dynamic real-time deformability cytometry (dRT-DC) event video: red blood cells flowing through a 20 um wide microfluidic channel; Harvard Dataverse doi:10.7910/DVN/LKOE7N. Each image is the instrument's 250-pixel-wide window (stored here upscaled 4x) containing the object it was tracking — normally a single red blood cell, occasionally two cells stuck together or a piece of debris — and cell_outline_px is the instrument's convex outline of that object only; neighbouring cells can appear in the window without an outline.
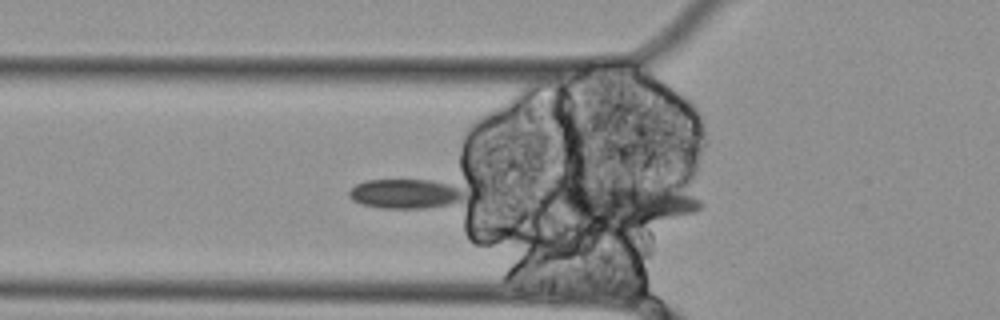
{"species": "Egyptian fruit bat (a non-hibernating species)", "species_latin": "Rousettus aegyptiacus", "temperature_condition": "cold", "stored_images_in_passage": 8, "camera_frame_rate_fps": 3000, "um_per_image_px": 0.085, "animal": {"sex": "female"}, "frame": {"image": 1, "passage_image": 7, "time_ms": 2.0, "image_size_px": [1000, 320], "cell_outline_px": [[468, 196], [452, 204], [428, 208], [380, 208], [364, 204], [352, 200], [348, 196], [348, 192], [356, 184], [364, 180], [432, 180], [464, 188]], "centroid_in_image_um": [34.51, 16.47], "position_along_channel_um": 91.3, "area_um2": 20.11}}